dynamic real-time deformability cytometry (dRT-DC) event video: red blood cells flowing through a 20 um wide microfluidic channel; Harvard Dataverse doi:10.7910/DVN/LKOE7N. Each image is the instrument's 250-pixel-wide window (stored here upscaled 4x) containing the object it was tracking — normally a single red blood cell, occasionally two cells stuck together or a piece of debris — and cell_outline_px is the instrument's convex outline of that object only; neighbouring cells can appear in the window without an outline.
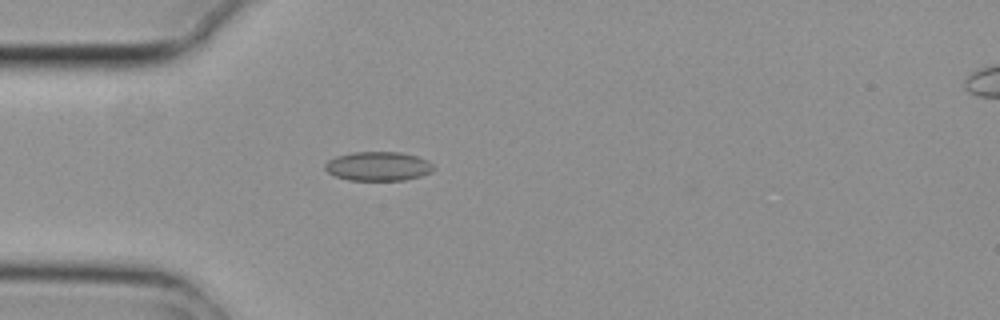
{"species": "common noctule bat (a hibernating species)", "species_latin": "Nyctalus noctula", "temperature_condition": "cold", "stored_images_in_passage": 5, "camera_frame_rate_fps": 3000, "um_per_image_px": 0.085, "animal": {"sex": "female", "body_mass_g": 29.2, "forearm_length_mm": 56.3}, "frame": {"image": 1, "passage_image": 5, "time_ms": 1.333, "image_size_px": [1000, 320], "cell_outline_px": [[436, 168], [432, 172], [420, 176], [404, 180], [348, 180], [336, 176], [328, 172], [324, 168], [324, 164], [328, 160], [336, 156], [352, 152], [400, 152], [416, 156], [428, 160]], "centroid_in_image_um": [32.15, 14.13], "position_along_channel_um": 52.9, "area_um2": 18.5}}